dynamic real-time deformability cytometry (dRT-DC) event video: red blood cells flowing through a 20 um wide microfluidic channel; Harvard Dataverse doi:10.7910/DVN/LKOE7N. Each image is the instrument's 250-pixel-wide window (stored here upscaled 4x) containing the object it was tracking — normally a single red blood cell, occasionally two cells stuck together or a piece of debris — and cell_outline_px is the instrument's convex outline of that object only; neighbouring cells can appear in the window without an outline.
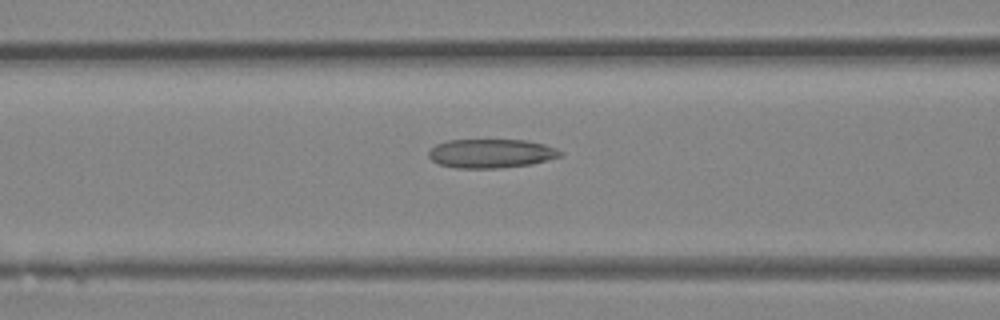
{"species": "Egyptian fruit bat (a non-hibernating species)", "species_latin": "Rousettus aegyptiacus", "temperature_condition": "room temperature", "stored_images_in_passage": 39, "camera_frame_rate_fps": 3000, "um_per_image_px": 0.085, "animal": {"sex": "female"}, "frame": {"image": 1, "passage_image": 16, "time_ms": 5.0, "image_size_px": [1000, 320], "cell_outline_px": [[564, 152], [560, 156], [532, 164], [500, 168], [456, 168], [436, 164], [428, 156], [428, 152], [436, 144], [448, 140], [524, 140], [544, 144], [556, 148]], "centroid_in_image_um": [41.72, 13.05], "position_along_channel_um": 124.9, "area_um2": 22.25}}
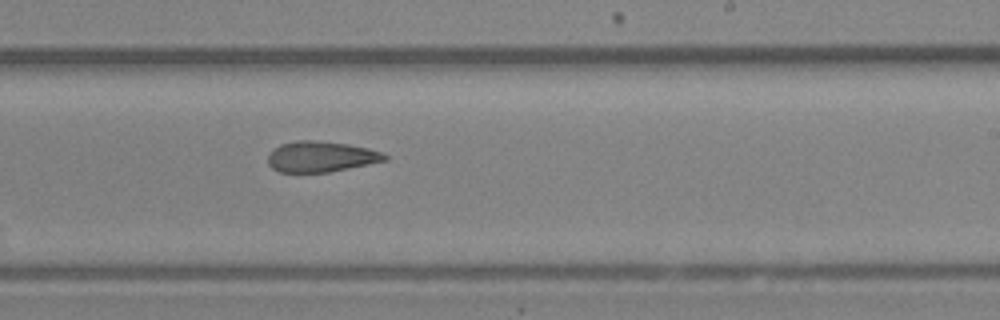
{"frame": {"image": 2, "passage_image": 24, "time_ms": 7.667, "image_size_px": [1000, 320], "cell_outline_px": [[388, 160], [328, 172], [280, 172], [272, 168], [268, 164], [268, 156], [280, 144], [296, 140], [316, 140], [348, 144], [368, 148], [380, 152], [388, 156]], "centroid_in_image_um": [27.28, 13.31], "position_along_channel_um": 261.7, "area_um2": 20.75}}
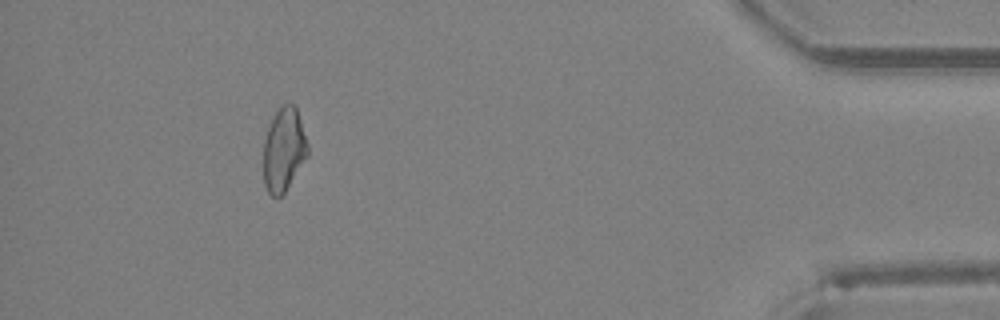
{"frame": {"image": 3, "passage_image": 36, "time_ms": 11.667, "image_size_px": [1000, 320], "cell_outline_px": [[308, 156], [284, 192], [280, 196], [272, 196], [268, 192], [264, 184], [264, 140], [272, 116], [280, 104], [292, 104], [296, 108], [308, 144]], "centroid_in_image_um": [24.11, 12.69], "position_along_channel_um": 411.1, "area_um2": 21.39}}